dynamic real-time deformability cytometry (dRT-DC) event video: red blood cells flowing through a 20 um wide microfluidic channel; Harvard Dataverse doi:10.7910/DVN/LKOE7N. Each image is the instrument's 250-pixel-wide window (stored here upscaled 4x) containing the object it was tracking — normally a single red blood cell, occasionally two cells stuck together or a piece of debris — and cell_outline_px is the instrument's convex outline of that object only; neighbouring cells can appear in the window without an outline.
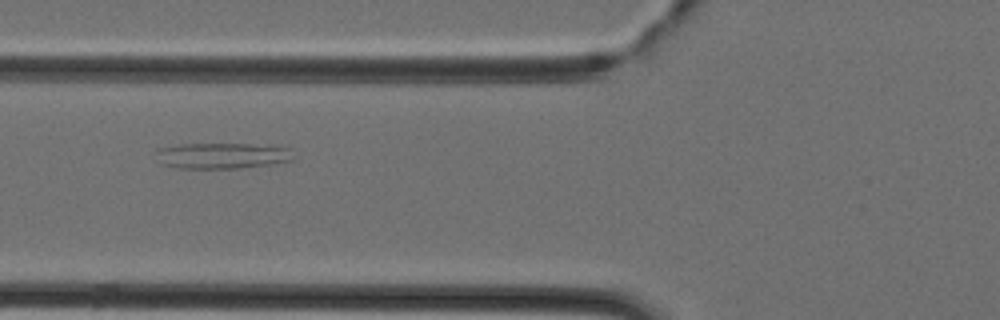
{"species": "Egyptian fruit bat (a non-hibernating species)", "species_latin": "Rousettus aegyptiacus", "temperature_condition": "cold", "stored_images_in_passage": 37, "camera_frame_rate_fps": 3000, "um_per_image_px": 0.085, "animal": {"sex": "female"}, "frame": {"image": 1, "passage_image": 9, "time_ms": 2.667, "image_size_px": [1000, 320], "cell_outline_px": [[292, 160], [272, 164], [240, 168], [176, 168], [164, 164], [156, 152], [156, 148], [180, 144], [276, 144], [292, 148]], "centroid_in_image_um": [18.98, 13.21], "position_along_channel_um": 106.8, "area_um2": 20.92}}
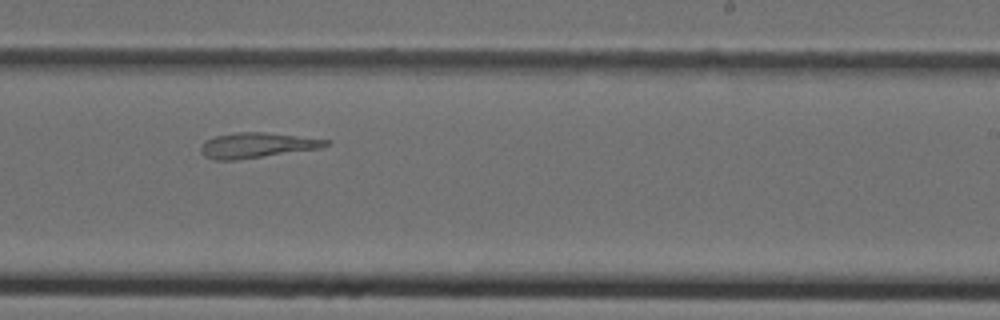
{"frame": {"image": 2, "passage_image": 20, "time_ms": 6.333, "image_size_px": [1000, 320], "cell_outline_px": [[332, 144], [324, 148], [236, 160], [212, 160], [204, 156], [200, 152], [200, 148], [204, 140], [216, 136], [236, 132], [264, 132], [332, 140]], "centroid_in_image_um": [21.87, 12.35], "position_along_channel_um": 267.1, "area_um2": 18.67}}
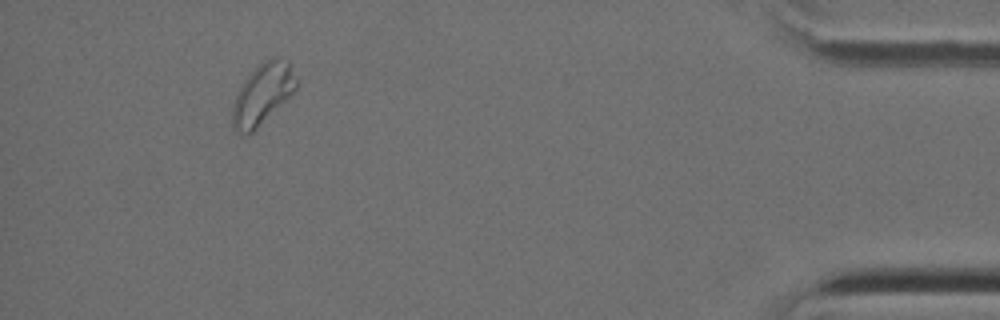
{"frame": {"image": 3, "passage_image": 34, "time_ms": 11.0, "image_size_px": [1000, 320], "cell_outline_px": [[300, 84], [252, 132], [240, 136], [232, 128], [232, 104], [244, 80], [264, 60], [276, 56], [288, 60], [300, 80]], "centroid_in_image_um": [22.33, 7.97], "position_along_channel_um": 412.9, "area_um2": 22.48}}